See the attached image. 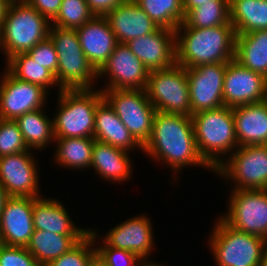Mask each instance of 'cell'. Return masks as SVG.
<instances>
[{
  "label": "cell",
  "instance_id": "cell-10",
  "mask_svg": "<svg viewBox=\"0 0 267 266\" xmlns=\"http://www.w3.org/2000/svg\"><path fill=\"white\" fill-rule=\"evenodd\" d=\"M215 173L235 181L233 190L267 189V145L238 146Z\"/></svg>",
  "mask_w": 267,
  "mask_h": 266
},
{
  "label": "cell",
  "instance_id": "cell-26",
  "mask_svg": "<svg viewBox=\"0 0 267 266\" xmlns=\"http://www.w3.org/2000/svg\"><path fill=\"white\" fill-rule=\"evenodd\" d=\"M86 235H60L48 230H34L26 249L40 266H47L53 260L68 252Z\"/></svg>",
  "mask_w": 267,
  "mask_h": 266
},
{
  "label": "cell",
  "instance_id": "cell-5",
  "mask_svg": "<svg viewBox=\"0 0 267 266\" xmlns=\"http://www.w3.org/2000/svg\"><path fill=\"white\" fill-rule=\"evenodd\" d=\"M49 38L57 55V86L60 90L93 89L92 81L98 77V71L89 62L79 43L76 29H64L51 26Z\"/></svg>",
  "mask_w": 267,
  "mask_h": 266
},
{
  "label": "cell",
  "instance_id": "cell-23",
  "mask_svg": "<svg viewBox=\"0 0 267 266\" xmlns=\"http://www.w3.org/2000/svg\"><path fill=\"white\" fill-rule=\"evenodd\" d=\"M94 139L127 152L137 146L142 149L105 98L96 107Z\"/></svg>",
  "mask_w": 267,
  "mask_h": 266
},
{
  "label": "cell",
  "instance_id": "cell-45",
  "mask_svg": "<svg viewBox=\"0 0 267 266\" xmlns=\"http://www.w3.org/2000/svg\"><path fill=\"white\" fill-rule=\"evenodd\" d=\"M87 266H105L100 259L95 256Z\"/></svg>",
  "mask_w": 267,
  "mask_h": 266
},
{
  "label": "cell",
  "instance_id": "cell-6",
  "mask_svg": "<svg viewBox=\"0 0 267 266\" xmlns=\"http://www.w3.org/2000/svg\"><path fill=\"white\" fill-rule=\"evenodd\" d=\"M58 92L59 110L53 119L55 138H94L95 112L97 104L104 98L103 92L98 89Z\"/></svg>",
  "mask_w": 267,
  "mask_h": 266
},
{
  "label": "cell",
  "instance_id": "cell-33",
  "mask_svg": "<svg viewBox=\"0 0 267 266\" xmlns=\"http://www.w3.org/2000/svg\"><path fill=\"white\" fill-rule=\"evenodd\" d=\"M161 28L176 30L184 20L183 0H134Z\"/></svg>",
  "mask_w": 267,
  "mask_h": 266
},
{
  "label": "cell",
  "instance_id": "cell-14",
  "mask_svg": "<svg viewBox=\"0 0 267 266\" xmlns=\"http://www.w3.org/2000/svg\"><path fill=\"white\" fill-rule=\"evenodd\" d=\"M267 99V78L243 67L235 59L227 62L223 81L224 106L263 102Z\"/></svg>",
  "mask_w": 267,
  "mask_h": 266
},
{
  "label": "cell",
  "instance_id": "cell-20",
  "mask_svg": "<svg viewBox=\"0 0 267 266\" xmlns=\"http://www.w3.org/2000/svg\"><path fill=\"white\" fill-rule=\"evenodd\" d=\"M150 218L140 215L129 218L127 221L105 235L103 242L113 248L127 250L137 254L140 258L148 260L153 248V229Z\"/></svg>",
  "mask_w": 267,
  "mask_h": 266
},
{
  "label": "cell",
  "instance_id": "cell-34",
  "mask_svg": "<svg viewBox=\"0 0 267 266\" xmlns=\"http://www.w3.org/2000/svg\"><path fill=\"white\" fill-rule=\"evenodd\" d=\"M93 17L94 14L90 11L86 0H62L56 17L51 21V26L77 29Z\"/></svg>",
  "mask_w": 267,
  "mask_h": 266
},
{
  "label": "cell",
  "instance_id": "cell-13",
  "mask_svg": "<svg viewBox=\"0 0 267 266\" xmlns=\"http://www.w3.org/2000/svg\"><path fill=\"white\" fill-rule=\"evenodd\" d=\"M0 82V119L16 120L21 115L41 109L47 100V90L42 86L22 81L7 69Z\"/></svg>",
  "mask_w": 267,
  "mask_h": 266
},
{
  "label": "cell",
  "instance_id": "cell-35",
  "mask_svg": "<svg viewBox=\"0 0 267 266\" xmlns=\"http://www.w3.org/2000/svg\"><path fill=\"white\" fill-rule=\"evenodd\" d=\"M96 238L97 232L89 230L88 234L68 252L63 253L47 266H87L96 256V247H92L94 245L92 243H95Z\"/></svg>",
  "mask_w": 267,
  "mask_h": 266
},
{
  "label": "cell",
  "instance_id": "cell-19",
  "mask_svg": "<svg viewBox=\"0 0 267 266\" xmlns=\"http://www.w3.org/2000/svg\"><path fill=\"white\" fill-rule=\"evenodd\" d=\"M76 31L86 58L99 71L118 44L107 18L94 16Z\"/></svg>",
  "mask_w": 267,
  "mask_h": 266
},
{
  "label": "cell",
  "instance_id": "cell-37",
  "mask_svg": "<svg viewBox=\"0 0 267 266\" xmlns=\"http://www.w3.org/2000/svg\"><path fill=\"white\" fill-rule=\"evenodd\" d=\"M96 256L105 266H139L142 260L133 252L113 248L106 243L96 248Z\"/></svg>",
  "mask_w": 267,
  "mask_h": 266
},
{
  "label": "cell",
  "instance_id": "cell-17",
  "mask_svg": "<svg viewBox=\"0 0 267 266\" xmlns=\"http://www.w3.org/2000/svg\"><path fill=\"white\" fill-rule=\"evenodd\" d=\"M33 232V198L9 196L0 215L2 244L26 247Z\"/></svg>",
  "mask_w": 267,
  "mask_h": 266
},
{
  "label": "cell",
  "instance_id": "cell-4",
  "mask_svg": "<svg viewBox=\"0 0 267 266\" xmlns=\"http://www.w3.org/2000/svg\"><path fill=\"white\" fill-rule=\"evenodd\" d=\"M50 27V21L26 2L10 4L0 28V48L7 61L47 39Z\"/></svg>",
  "mask_w": 267,
  "mask_h": 266
},
{
  "label": "cell",
  "instance_id": "cell-44",
  "mask_svg": "<svg viewBox=\"0 0 267 266\" xmlns=\"http://www.w3.org/2000/svg\"><path fill=\"white\" fill-rule=\"evenodd\" d=\"M9 196L7 195L6 191L4 190V187L2 186V184L0 183V215H1V212L3 210V206L5 204V201L6 199L8 198Z\"/></svg>",
  "mask_w": 267,
  "mask_h": 266
},
{
  "label": "cell",
  "instance_id": "cell-28",
  "mask_svg": "<svg viewBox=\"0 0 267 266\" xmlns=\"http://www.w3.org/2000/svg\"><path fill=\"white\" fill-rule=\"evenodd\" d=\"M229 9L236 34L267 30V0H229Z\"/></svg>",
  "mask_w": 267,
  "mask_h": 266
},
{
  "label": "cell",
  "instance_id": "cell-1",
  "mask_svg": "<svg viewBox=\"0 0 267 266\" xmlns=\"http://www.w3.org/2000/svg\"><path fill=\"white\" fill-rule=\"evenodd\" d=\"M142 151L155 161H164L176 172L188 165L211 168L199 155L190 116L157 111L150 138Z\"/></svg>",
  "mask_w": 267,
  "mask_h": 266
},
{
  "label": "cell",
  "instance_id": "cell-30",
  "mask_svg": "<svg viewBox=\"0 0 267 266\" xmlns=\"http://www.w3.org/2000/svg\"><path fill=\"white\" fill-rule=\"evenodd\" d=\"M56 162L63 167L73 169L91 168L92 149L95 143L94 138L77 137V138H55Z\"/></svg>",
  "mask_w": 267,
  "mask_h": 266
},
{
  "label": "cell",
  "instance_id": "cell-9",
  "mask_svg": "<svg viewBox=\"0 0 267 266\" xmlns=\"http://www.w3.org/2000/svg\"><path fill=\"white\" fill-rule=\"evenodd\" d=\"M101 91L131 135L143 147L150 138L157 112L145 90Z\"/></svg>",
  "mask_w": 267,
  "mask_h": 266
},
{
  "label": "cell",
  "instance_id": "cell-11",
  "mask_svg": "<svg viewBox=\"0 0 267 266\" xmlns=\"http://www.w3.org/2000/svg\"><path fill=\"white\" fill-rule=\"evenodd\" d=\"M231 193L229 211L220 218L235 230L267 240V189Z\"/></svg>",
  "mask_w": 267,
  "mask_h": 266
},
{
  "label": "cell",
  "instance_id": "cell-8",
  "mask_svg": "<svg viewBox=\"0 0 267 266\" xmlns=\"http://www.w3.org/2000/svg\"><path fill=\"white\" fill-rule=\"evenodd\" d=\"M145 92L158 112L191 117L187 73L180 64L149 72Z\"/></svg>",
  "mask_w": 267,
  "mask_h": 266
},
{
  "label": "cell",
  "instance_id": "cell-32",
  "mask_svg": "<svg viewBox=\"0 0 267 266\" xmlns=\"http://www.w3.org/2000/svg\"><path fill=\"white\" fill-rule=\"evenodd\" d=\"M221 25H232L230 22L229 0H213L190 10L180 26L190 28H211Z\"/></svg>",
  "mask_w": 267,
  "mask_h": 266
},
{
  "label": "cell",
  "instance_id": "cell-27",
  "mask_svg": "<svg viewBox=\"0 0 267 266\" xmlns=\"http://www.w3.org/2000/svg\"><path fill=\"white\" fill-rule=\"evenodd\" d=\"M235 60L267 78V30L236 34Z\"/></svg>",
  "mask_w": 267,
  "mask_h": 266
},
{
  "label": "cell",
  "instance_id": "cell-43",
  "mask_svg": "<svg viewBox=\"0 0 267 266\" xmlns=\"http://www.w3.org/2000/svg\"><path fill=\"white\" fill-rule=\"evenodd\" d=\"M9 5L10 4L6 0H0V28L6 17V13H7Z\"/></svg>",
  "mask_w": 267,
  "mask_h": 266
},
{
  "label": "cell",
  "instance_id": "cell-29",
  "mask_svg": "<svg viewBox=\"0 0 267 266\" xmlns=\"http://www.w3.org/2000/svg\"><path fill=\"white\" fill-rule=\"evenodd\" d=\"M42 109L27 112L15 120L30 150L44 149L52 140L55 141L53 119L48 118Z\"/></svg>",
  "mask_w": 267,
  "mask_h": 266
},
{
  "label": "cell",
  "instance_id": "cell-31",
  "mask_svg": "<svg viewBox=\"0 0 267 266\" xmlns=\"http://www.w3.org/2000/svg\"><path fill=\"white\" fill-rule=\"evenodd\" d=\"M7 63L5 69L19 80L40 85L46 90L50 86L58 84L55 75L35 62L27 53L17 54L11 57Z\"/></svg>",
  "mask_w": 267,
  "mask_h": 266
},
{
  "label": "cell",
  "instance_id": "cell-38",
  "mask_svg": "<svg viewBox=\"0 0 267 266\" xmlns=\"http://www.w3.org/2000/svg\"><path fill=\"white\" fill-rule=\"evenodd\" d=\"M0 266H40L26 247L2 244L0 247Z\"/></svg>",
  "mask_w": 267,
  "mask_h": 266
},
{
  "label": "cell",
  "instance_id": "cell-7",
  "mask_svg": "<svg viewBox=\"0 0 267 266\" xmlns=\"http://www.w3.org/2000/svg\"><path fill=\"white\" fill-rule=\"evenodd\" d=\"M213 230L209 245L218 266H262L267 240L235 230L221 218Z\"/></svg>",
  "mask_w": 267,
  "mask_h": 266
},
{
  "label": "cell",
  "instance_id": "cell-47",
  "mask_svg": "<svg viewBox=\"0 0 267 266\" xmlns=\"http://www.w3.org/2000/svg\"><path fill=\"white\" fill-rule=\"evenodd\" d=\"M262 266H267V243H266V247H265V251H264Z\"/></svg>",
  "mask_w": 267,
  "mask_h": 266
},
{
  "label": "cell",
  "instance_id": "cell-42",
  "mask_svg": "<svg viewBox=\"0 0 267 266\" xmlns=\"http://www.w3.org/2000/svg\"><path fill=\"white\" fill-rule=\"evenodd\" d=\"M206 3H213V0H183L184 15H186L190 10Z\"/></svg>",
  "mask_w": 267,
  "mask_h": 266
},
{
  "label": "cell",
  "instance_id": "cell-15",
  "mask_svg": "<svg viewBox=\"0 0 267 266\" xmlns=\"http://www.w3.org/2000/svg\"><path fill=\"white\" fill-rule=\"evenodd\" d=\"M108 75L109 83L103 90H145L149 71L131 52L126 43H118L108 61L98 71V77Z\"/></svg>",
  "mask_w": 267,
  "mask_h": 266
},
{
  "label": "cell",
  "instance_id": "cell-24",
  "mask_svg": "<svg viewBox=\"0 0 267 266\" xmlns=\"http://www.w3.org/2000/svg\"><path fill=\"white\" fill-rule=\"evenodd\" d=\"M64 205L58 200L33 198L34 230H48L60 235H87L89 230L77 228Z\"/></svg>",
  "mask_w": 267,
  "mask_h": 266
},
{
  "label": "cell",
  "instance_id": "cell-36",
  "mask_svg": "<svg viewBox=\"0 0 267 266\" xmlns=\"http://www.w3.org/2000/svg\"><path fill=\"white\" fill-rule=\"evenodd\" d=\"M18 124L0 119V157L28 151Z\"/></svg>",
  "mask_w": 267,
  "mask_h": 266
},
{
  "label": "cell",
  "instance_id": "cell-2",
  "mask_svg": "<svg viewBox=\"0 0 267 266\" xmlns=\"http://www.w3.org/2000/svg\"><path fill=\"white\" fill-rule=\"evenodd\" d=\"M235 45L236 32L233 25L211 28L179 25L175 30L176 63L184 68L227 63L235 59Z\"/></svg>",
  "mask_w": 267,
  "mask_h": 266
},
{
  "label": "cell",
  "instance_id": "cell-40",
  "mask_svg": "<svg viewBox=\"0 0 267 266\" xmlns=\"http://www.w3.org/2000/svg\"><path fill=\"white\" fill-rule=\"evenodd\" d=\"M26 3L51 22L56 17L62 0H26Z\"/></svg>",
  "mask_w": 267,
  "mask_h": 266
},
{
  "label": "cell",
  "instance_id": "cell-25",
  "mask_svg": "<svg viewBox=\"0 0 267 266\" xmlns=\"http://www.w3.org/2000/svg\"><path fill=\"white\" fill-rule=\"evenodd\" d=\"M130 160L127 151L95 140L92 149L91 167L103 179L105 178V180H111L112 182L129 180L132 172Z\"/></svg>",
  "mask_w": 267,
  "mask_h": 266
},
{
  "label": "cell",
  "instance_id": "cell-3",
  "mask_svg": "<svg viewBox=\"0 0 267 266\" xmlns=\"http://www.w3.org/2000/svg\"><path fill=\"white\" fill-rule=\"evenodd\" d=\"M199 155L215 171L224 161L218 155L231 154L238 147L232 108L222 106L191 115Z\"/></svg>",
  "mask_w": 267,
  "mask_h": 266
},
{
  "label": "cell",
  "instance_id": "cell-21",
  "mask_svg": "<svg viewBox=\"0 0 267 266\" xmlns=\"http://www.w3.org/2000/svg\"><path fill=\"white\" fill-rule=\"evenodd\" d=\"M105 17L118 43H128L159 28L134 0H126Z\"/></svg>",
  "mask_w": 267,
  "mask_h": 266
},
{
  "label": "cell",
  "instance_id": "cell-22",
  "mask_svg": "<svg viewBox=\"0 0 267 266\" xmlns=\"http://www.w3.org/2000/svg\"><path fill=\"white\" fill-rule=\"evenodd\" d=\"M232 111L238 146L267 145V100Z\"/></svg>",
  "mask_w": 267,
  "mask_h": 266
},
{
  "label": "cell",
  "instance_id": "cell-12",
  "mask_svg": "<svg viewBox=\"0 0 267 266\" xmlns=\"http://www.w3.org/2000/svg\"><path fill=\"white\" fill-rule=\"evenodd\" d=\"M227 63L185 68L189 84L191 115L224 106L223 81Z\"/></svg>",
  "mask_w": 267,
  "mask_h": 266
},
{
  "label": "cell",
  "instance_id": "cell-41",
  "mask_svg": "<svg viewBox=\"0 0 267 266\" xmlns=\"http://www.w3.org/2000/svg\"><path fill=\"white\" fill-rule=\"evenodd\" d=\"M126 0H86L94 16H106L111 10Z\"/></svg>",
  "mask_w": 267,
  "mask_h": 266
},
{
  "label": "cell",
  "instance_id": "cell-48",
  "mask_svg": "<svg viewBox=\"0 0 267 266\" xmlns=\"http://www.w3.org/2000/svg\"><path fill=\"white\" fill-rule=\"evenodd\" d=\"M9 4L13 3H25L26 0H6Z\"/></svg>",
  "mask_w": 267,
  "mask_h": 266
},
{
  "label": "cell",
  "instance_id": "cell-46",
  "mask_svg": "<svg viewBox=\"0 0 267 266\" xmlns=\"http://www.w3.org/2000/svg\"><path fill=\"white\" fill-rule=\"evenodd\" d=\"M139 266H162V265L155 264V262L151 263V261L147 262L145 259H142Z\"/></svg>",
  "mask_w": 267,
  "mask_h": 266
},
{
  "label": "cell",
  "instance_id": "cell-18",
  "mask_svg": "<svg viewBox=\"0 0 267 266\" xmlns=\"http://www.w3.org/2000/svg\"><path fill=\"white\" fill-rule=\"evenodd\" d=\"M131 52L151 72L176 63L175 31L159 27L156 31L126 43Z\"/></svg>",
  "mask_w": 267,
  "mask_h": 266
},
{
  "label": "cell",
  "instance_id": "cell-16",
  "mask_svg": "<svg viewBox=\"0 0 267 266\" xmlns=\"http://www.w3.org/2000/svg\"><path fill=\"white\" fill-rule=\"evenodd\" d=\"M29 152L0 157V183L8 196L41 197L37 164Z\"/></svg>",
  "mask_w": 267,
  "mask_h": 266
},
{
  "label": "cell",
  "instance_id": "cell-39",
  "mask_svg": "<svg viewBox=\"0 0 267 266\" xmlns=\"http://www.w3.org/2000/svg\"><path fill=\"white\" fill-rule=\"evenodd\" d=\"M27 54L35 62L50 70L56 77L58 68V55L52 40L48 37L30 49Z\"/></svg>",
  "mask_w": 267,
  "mask_h": 266
}]
</instances>
